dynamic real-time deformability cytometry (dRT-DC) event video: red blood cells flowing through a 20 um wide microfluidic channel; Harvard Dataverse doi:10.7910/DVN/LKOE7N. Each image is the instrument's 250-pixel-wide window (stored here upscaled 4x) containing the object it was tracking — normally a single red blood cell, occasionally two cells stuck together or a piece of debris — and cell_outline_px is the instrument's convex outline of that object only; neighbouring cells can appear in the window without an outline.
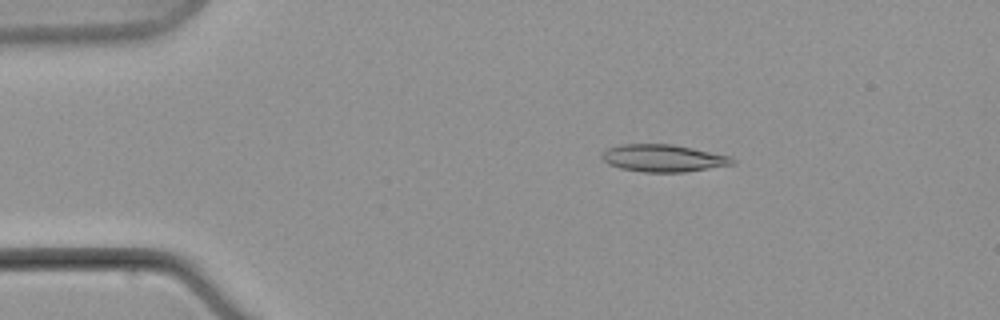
{"species": "common noctule bat (a hibernating species)", "species_latin": "Nyctalus noctula", "temperature_condition": "warm", "stored_images_in_passage": 10, "camera_frame_rate_fps": 3000, "um_per_image_px": 0.085, "animal": {"sex": "male", "body_mass_g": 21.5, "forearm_length_mm": 52.0}, "frame": {"image": 1, "passage_image": 4, "time_ms": 3.667, "image_size_px": [1000, 320], "cell_outline_px": [[736, 164], [684, 172], [644, 172], [620, 168], [608, 164], [600, 156], [604, 148], [620, 144], [672, 144], [732, 156], [736, 160]], "centroid_in_image_um": [56.37, 13.44], "position_along_channel_um": 28.6, "area_um2": 20.98}}
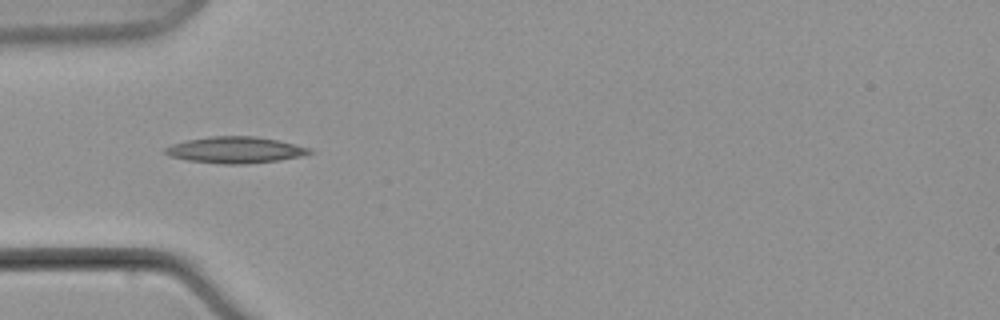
{"frame": {"image": 2, "passage_image": 7, "time_ms": 7.333, "image_size_px": [1000, 320], "cell_outline_px": [[316, 152], [304, 156], [280, 160], [248, 164], [220, 164], [188, 160], [168, 156], [164, 152], [164, 148], [172, 144], [188, 140], [212, 136], [256, 136], [276, 140], [312, 148]], "centroid_in_image_um": [20.05, 12.75], "position_along_channel_um": 65.0, "area_um2": 22.37}}
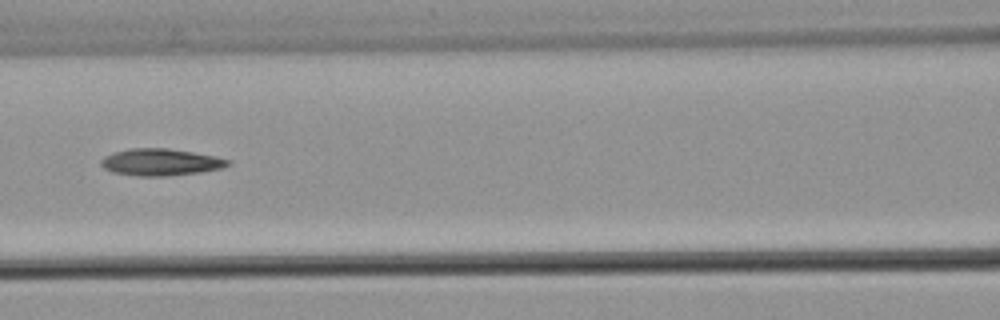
{"frame": {"image": 3, "passage_image": 9, "time_ms": 10.667, "image_size_px": [1000, 320], "cell_outline_px": [[232, 164], [220, 168], [200, 172], [168, 176], [140, 176], [112, 172], [104, 168], [100, 164], [100, 160], [104, 156], [112, 152], [128, 148], [168, 148], [192, 152], [232, 160]], "centroid_in_image_um": [13.62, 13.78], "position_along_channel_um": 153.0, "area_um2": 19.94}}